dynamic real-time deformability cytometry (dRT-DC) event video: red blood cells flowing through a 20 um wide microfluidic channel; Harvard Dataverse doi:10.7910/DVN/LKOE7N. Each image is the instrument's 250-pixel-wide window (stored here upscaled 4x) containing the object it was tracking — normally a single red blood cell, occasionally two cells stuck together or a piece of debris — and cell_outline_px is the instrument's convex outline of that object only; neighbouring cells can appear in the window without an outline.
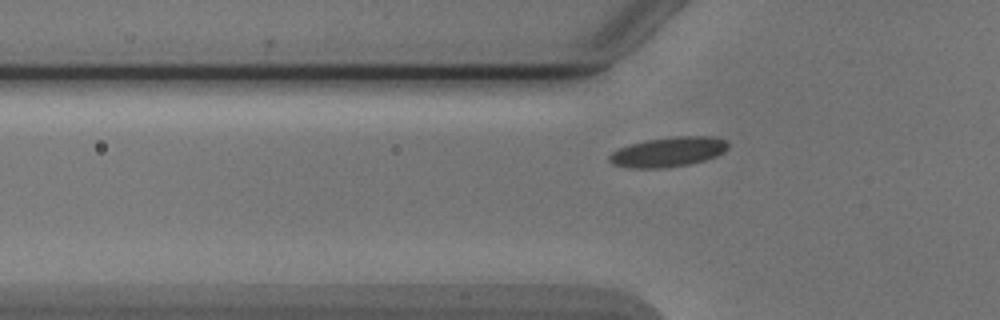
{"species": "Egyptian fruit bat (a non-hibernating species)", "species_latin": "Rousettus aegyptiacus", "temperature_condition": "cold", "stored_images_in_passage": 4, "camera_frame_rate_fps": 3000, "um_per_image_px": 0.085, "animal": {"sex": "male"}, "frame": {"image": 1, "passage_image": 4, "time_ms": 4.667, "image_size_px": [1000, 320], "cell_outline_px": [[728, 148], [724, 152], [716, 156], [692, 164], [664, 168], [632, 168], [612, 164], [608, 160], [608, 156], [612, 152], [620, 148], [632, 144], [648, 140], [672, 136], [712, 136], [724, 140], [728, 144]], "centroid_in_image_um": [56.81, 12.92], "position_along_channel_um": 69.0, "area_um2": 20.58}}